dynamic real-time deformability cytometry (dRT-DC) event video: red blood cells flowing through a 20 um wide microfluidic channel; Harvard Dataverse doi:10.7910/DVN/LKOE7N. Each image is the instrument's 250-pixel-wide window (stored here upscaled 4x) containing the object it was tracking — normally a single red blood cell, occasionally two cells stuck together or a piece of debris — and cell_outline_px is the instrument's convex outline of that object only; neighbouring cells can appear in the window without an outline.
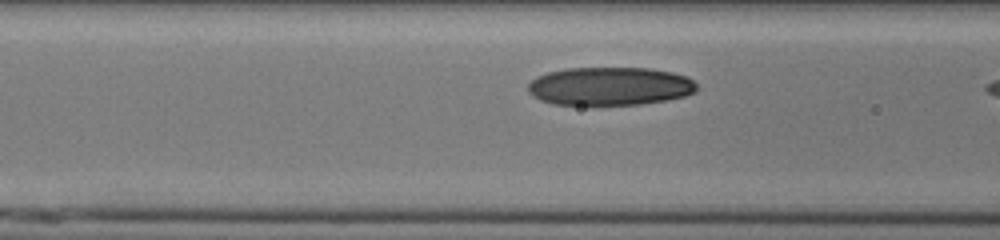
{"species": "human", "species_latin": "Homo sapiens", "temperature_condition": "cold", "stored_images_in_passage": 9, "camera_frame_rate_fps": 3000, "um_per_image_px": 0.085, "donor": {"sex": "male"}, "frame": {"image": 1, "passage_image": 7, "time_ms": 2.0, "image_size_px": [1000, 240], "cell_outline_px": [[696, 92], [684, 96], [664, 100], [640, 104], [592, 108], [552, 104], [540, 100], [532, 96], [528, 92], [528, 84], [536, 76], [548, 72], [568, 68], [648, 68], [672, 72], [688, 76], [696, 84]], "centroid_in_image_um": [51.78, 7.37], "position_along_channel_um": 114.8, "area_um2": 38.84}}